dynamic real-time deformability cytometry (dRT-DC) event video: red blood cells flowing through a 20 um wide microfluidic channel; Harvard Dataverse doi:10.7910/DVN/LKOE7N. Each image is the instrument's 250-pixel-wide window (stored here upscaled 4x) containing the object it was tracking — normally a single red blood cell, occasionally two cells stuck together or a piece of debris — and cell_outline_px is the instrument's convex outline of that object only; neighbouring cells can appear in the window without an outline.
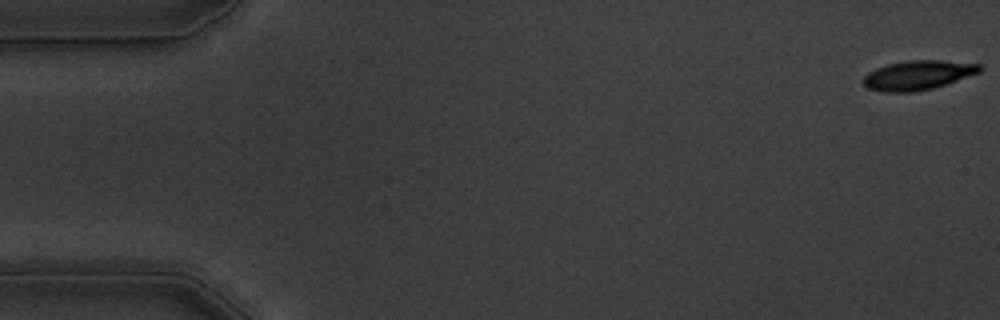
{"species": "common noctule bat (a hibernating species)", "species_latin": "Nyctalus noctula", "temperature_condition": "warm", "stored_images_in_passage": 56, "camera_frame_rate_fps": 3000, "um_per_image_px": 0.085, "animal": {"sex": "male", "body_mass_g": 19.5, "forearm_length_mm": 54.6}, "frame": {"image": 1, "passage_image": 1, "time_ms": 0.0, "image_size_px": [1000, 320], "cell_outline_px": [[984, 68], [980, 72], [932, 88], [916, 92], [884, 92], [868, 88], [864, 84], [864, 76], [868, 72], [876, 68], [888, 64], [908, 60], [940, 60], [980, 64]], "centroid_in_image_um": [78.02, 6.38], "position_along_channel_um": 7.0, "area_um2": 19.77}}
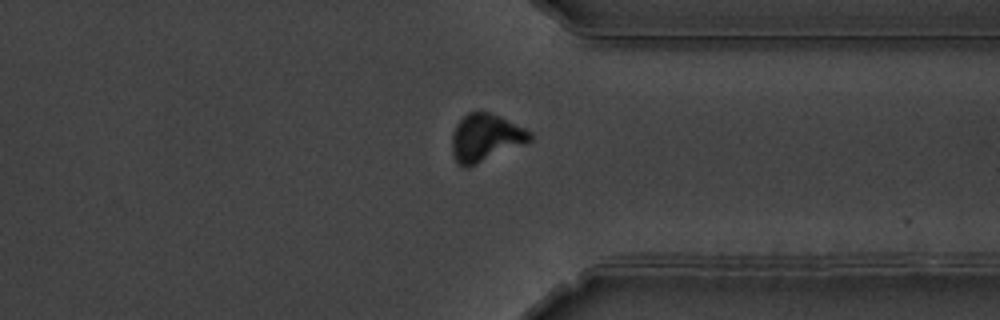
{"frame": {"image": 2, "passage_image": 43, "time_ms": 14.0, "image_size_px": [1000, 320], "cell_outline_px": [[532, 140], [524, 144], [468, 168], [464, 168], [456, 164], [452, 156], [452, 132], [456, 124], [468, 112], [492, 112], [532, 132]], "centroid_in_image_um": [41.24, 11.73], "position_along_channel_um": 370.2, "area_um2": 21.79}}
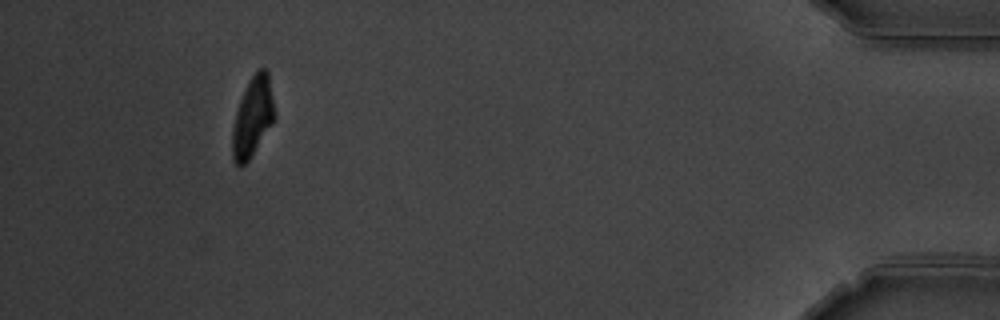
{"frame": {"image": 3, "passage_image": 52, "time_ms": 17.0, "image_size_px": [1000, 320], "cell_outline_px": [[276, 116], [272, 124], [248, 160], [240, 168], [232, 160], [232, 128], [236, 112], [240, 100], [248, 80], [260, 68], [268, 68]], "centroid_in_image_um": [21.48, 9.92], "position_along_channel_um": 413.7, "area_um2": 19.65}, "authors_computed_cell_mechanics": {"area_um2": 20.9236, "velocity_mm_per_s": 3.5996, "shape_relaxation_time_tau1_ms": 4.01, "shape_relaxation_time_tau2_ms": 5.0589, "deformation_change_tau1": 0.1566, "deformation_change_tau2": 0.124}}